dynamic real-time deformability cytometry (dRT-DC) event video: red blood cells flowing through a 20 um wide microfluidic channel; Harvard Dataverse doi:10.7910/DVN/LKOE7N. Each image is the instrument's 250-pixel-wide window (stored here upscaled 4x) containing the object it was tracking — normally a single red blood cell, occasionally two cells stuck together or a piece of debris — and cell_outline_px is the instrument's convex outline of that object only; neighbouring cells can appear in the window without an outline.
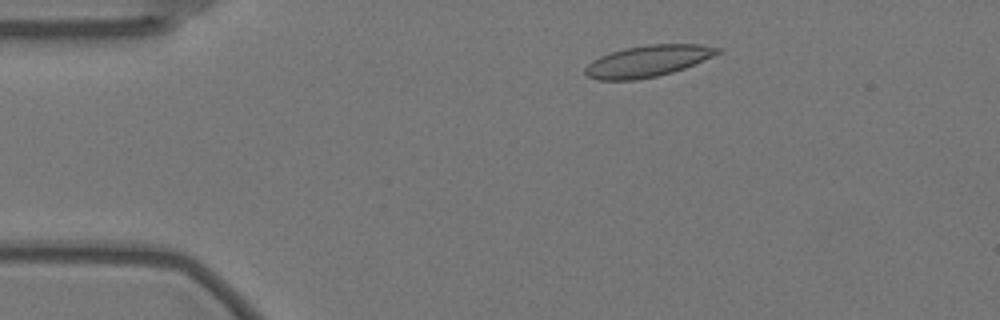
{"species": "Egyptian fruit bat (a non-hibernating species)", "species_latin": "Rousettus aegyptiacus", "temperature_condition": "warm", "stored_images_in_passage": 55, "camera_frame_rate_fps": 3000, "um_per_image_px": 0.085, "animal": {"sex": "female"}, "frame": {"image": 1, "passage_image": 8, "time_ms": 2.333, "image_size_px": [1000, 320], "cell_outline_px": [[720, 52], [712, 56], [684, 68], [672, 72], [656, 76], [636, 80], [600, 80], [588, 76], [584, 72], [584, 68], [592, 60], [600, 56], [624, 48], [648, 44], [700, 44], [720, 48]], "centroid_in_image_um": [55.03, 5.19], "position_along_channel_um": 30.0, "area_um2": 24.04}}
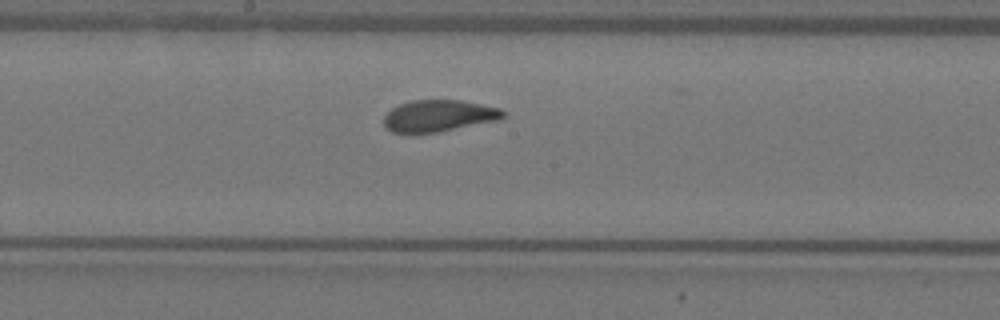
{"frame": {"image": 2, "passage_image": 28, "time_ms": 9.0, "image_size_px": [1000, 320], "cell_outline_px": [[508, 116], [500, 120], [440, 132], [404, 136], [392, 132], [384, 124], [384, 116], [392, 108], [400, 104], [412, 100], [460, 100], [500, 108], [508, 112]], "centroid_in_image_um": [37.31, 9.88], "position_along_channel_um": 210.9, "area_um2": 22.77}}
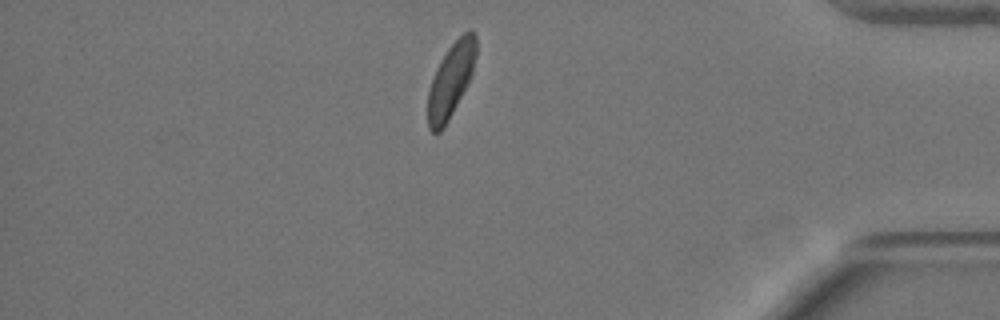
{"frame": {"image": 3, "passage_image": 47, "time_ms": 15.333, "image_size_px": [1000, 320], "cell_outline_px": [[476, 56], [472, 72], [468, 84], [444, 128], [440, 132], [432, 132], [428, 128], [428, 92], [436, 68], [440, 60], [448, 48], [468, 28], [472, 28], [476, 36]], "centroid_in_image_um": [38.33, 6.8], "position_along_channel_um": 396.9, "area_um2": 20.81}}